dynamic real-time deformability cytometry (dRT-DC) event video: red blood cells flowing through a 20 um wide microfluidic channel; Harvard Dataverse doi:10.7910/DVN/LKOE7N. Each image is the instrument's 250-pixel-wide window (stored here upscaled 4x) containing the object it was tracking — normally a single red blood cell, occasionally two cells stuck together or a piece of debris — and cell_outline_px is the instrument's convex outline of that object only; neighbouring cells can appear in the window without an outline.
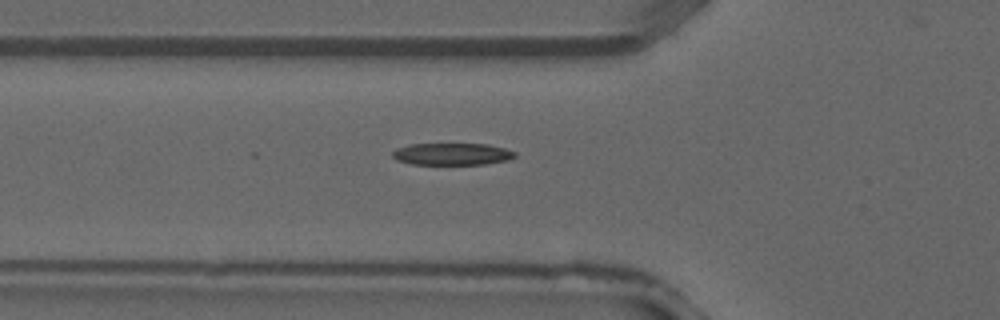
{"species": "common noctule bat (a hibernating species)", "species_latin": "Nyctalus noctula", "temperature_condition": "warm", "stored_images_in_passage": 36, "camera_frame_rate_fps": 3000, "um_per_image_px": 0.085, "animal": {"sex": "male", "forearm_length_mm": 52.5}, "frame": {"image": 1, "passage_image": 14, "time_ms": 4.333, "image_size_px": [1000, 320], "cell_outline_px": [[516, 156], [508, 160], [484, 164], [412, 164], [396, 160], [392, 156], [392, 152], [396, 148], [412, 144], [488, 144], [504, 148], [516, 152]], "centroid_in_image_um": [38.42, 13.09], "position_along_channel_um": 87.4, "area_um2": 15.66}}
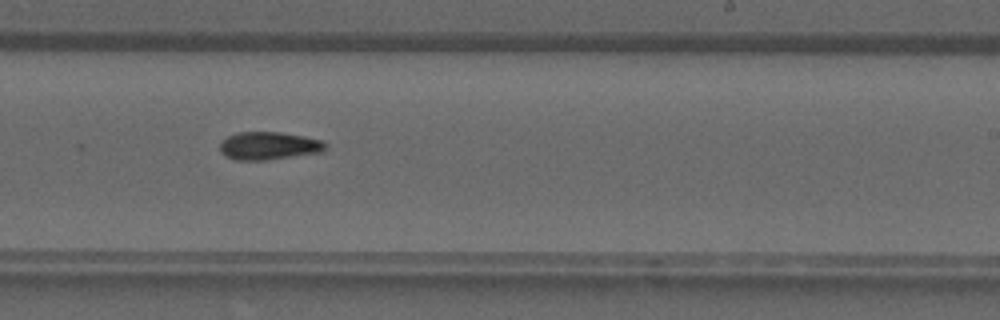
{"frame": {"image": 2, "passage_image": 24, "time_ms": 7.667, "image_size_px": [1000, 320], "cell_outline_px": [[328, 148], [320, 152], [264, 160], [236, 160], [228, 156], [220, 148], [220, 144], [228, 136], [236, 132], [280, 132], [304, 136], [320, 140], [328, 144]], "centroid_in_image_um": [22.89, 12.38], "position_along_channel_um": 266.1, "area_um2": 16.88}}
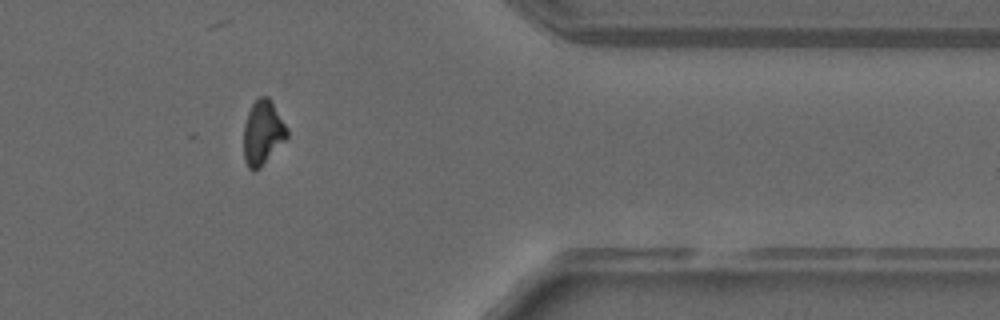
{"frame": {"image": 3, "passage_image": 32, "time_ms": 10.333, "image_size_px": [1000, 320], "cell_outline_px": [[288, 136], [260, 168], [252, 172], [248, 168], [244, 160], [244, 124], [248, 112], [252, 104], [260, 96], [268, 96], [272, 100], [288, 128]], "centroid_in_image_um": [22.33, 11.27], "position_along_channel_um": 389.1, "area_um2": 16.36}}